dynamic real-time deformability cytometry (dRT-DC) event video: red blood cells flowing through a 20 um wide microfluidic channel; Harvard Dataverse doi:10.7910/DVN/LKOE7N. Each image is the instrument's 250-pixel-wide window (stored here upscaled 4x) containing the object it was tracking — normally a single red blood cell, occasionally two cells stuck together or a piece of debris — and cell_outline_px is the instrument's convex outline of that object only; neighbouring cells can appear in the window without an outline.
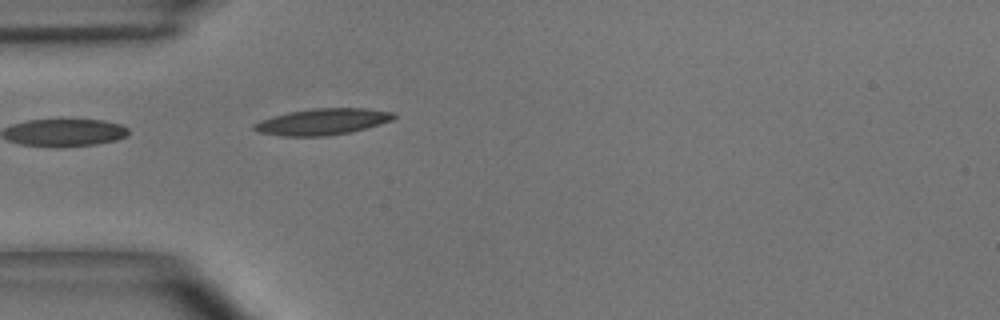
{"species": "common noctule bat (a hibernating species)", "species_latin": "Nyctalus noctula", "temperature_condition": "room temperature", "stored_images_in_passage": 1, "camera_frame_rate_fps": 3000, "um_per_image_px": 0.085, "animal": {"sex": "male", "body_mass_g": 15.6}, "frame": {"image": 1, "passage_image": 1, "time_ms": 0.0, "image_size_px": [1000, 320], "cell_outline_px": [[396, 116], [392, 120], [380, 124], [348, 132], [324, 136], [284, 136], [260, 132], [252, 128], [252, 124], [260, 120], [272, 116], [288, 112], [312, 108], [364, 108], [396, 112]], "centroid_in_image_um": [27.4, 10.33], "position_along_channel_um": 57.6, "area_um2": 21.33}}